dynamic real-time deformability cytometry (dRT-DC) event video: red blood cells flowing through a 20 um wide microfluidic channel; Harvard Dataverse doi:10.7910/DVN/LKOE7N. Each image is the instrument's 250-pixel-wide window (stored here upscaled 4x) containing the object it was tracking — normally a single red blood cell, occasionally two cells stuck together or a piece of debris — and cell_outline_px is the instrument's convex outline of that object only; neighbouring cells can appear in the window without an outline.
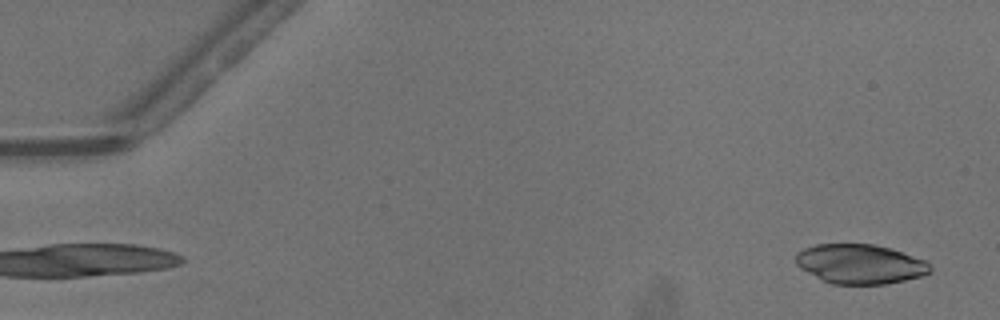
{"species": "common noctule bat (a hibernating species)", "species_latin": "Nyctalus noctula", "temperature_condition": "warm", "stored_images_in_passage": 39, "camera_frame_rate_fps": 3000, "um_per_image_px": 0.085, "animal": {"sex": "male", "body_mass_g": 13.3}, "frame": {"image": 1, "passage_image": 2, "time_ms": 0.333, "image_size_px": [1000, 320], "cell_outline_px": [[932, 272], [920, 276], [904, 280], [884, 284], [832, 284], [800, 268], [796, 264], [796, 252], [804, 248], [816, 244], [872, 244], [888, 248], [924, 260], [932, 268]], "centroid_in_image_um": [73.08, 22.44], "position_along_channel_um": 11.9, "area_um2": 30.58}}
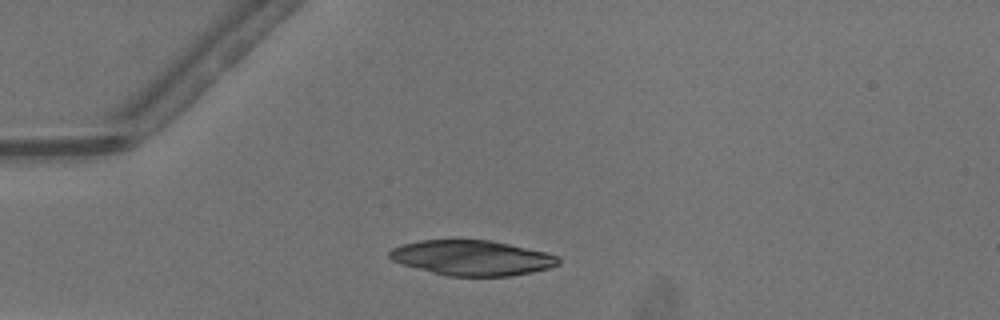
{"frame": {"image": 2, "passage_image": 13, "time_ms": 4.0, "image_size_px": [1000, 320], "cell_outline_px": [[560, 264], [548, 268], [532, 272], [508, 276], [448, 276], [400, 264], [392, 260], [388, 256], [388, 252], [392, 248], [404, 244], [420, 240], [492, 240], [544, 252], [556, 256], [560, 260]], "centroid_in_image_um": [40.09, 21.92], "position_along_channel_um": 44.9, "area_um2": 34.39}}